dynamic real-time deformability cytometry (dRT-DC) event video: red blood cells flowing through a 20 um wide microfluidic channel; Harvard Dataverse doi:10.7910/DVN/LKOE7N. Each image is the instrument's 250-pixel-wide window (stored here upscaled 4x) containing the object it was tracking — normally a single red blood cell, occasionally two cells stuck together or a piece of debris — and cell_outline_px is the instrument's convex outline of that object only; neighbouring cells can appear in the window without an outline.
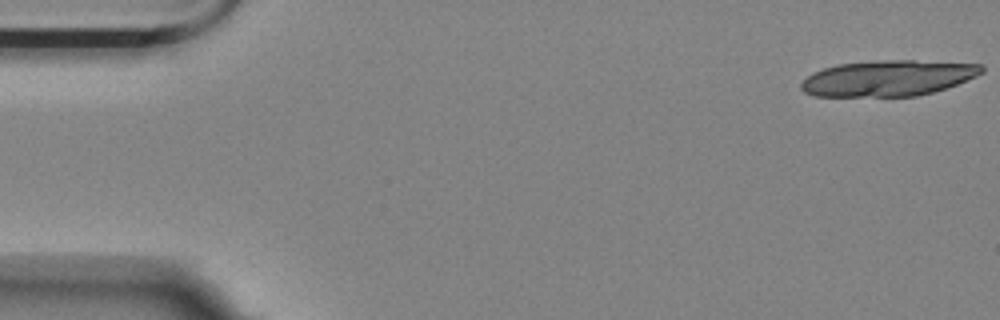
{"species": "Egyptian fruit bat (a non-hibernating species)", "species_latin": "Rousettus aegyptiacus", "temperature_condition": "room temperature", "stored_images_in_passage": 17, "camera_frame_rate_fps": 3000, "um_per_image_px": 0.085, "animal": {"sex": "female"}, "frame": {"image": 1, "passage_image": 1, "time_ms": 0.0, "image_size_px": [1000, 320], "cell_outline_px": [[984, 72], [976, 76], [956, 84], [932, 92], [916, 96], [812, 96], [804, 92], [800, 88], [800, 84], [812, 72], [836, 64], [876, 60], [912, 60], [980, 64], [984, 68]], "centroid_in_image_um": [75.45, 6.63], "position_along_channel_um": 9.6, "area_um2": 37.69}}